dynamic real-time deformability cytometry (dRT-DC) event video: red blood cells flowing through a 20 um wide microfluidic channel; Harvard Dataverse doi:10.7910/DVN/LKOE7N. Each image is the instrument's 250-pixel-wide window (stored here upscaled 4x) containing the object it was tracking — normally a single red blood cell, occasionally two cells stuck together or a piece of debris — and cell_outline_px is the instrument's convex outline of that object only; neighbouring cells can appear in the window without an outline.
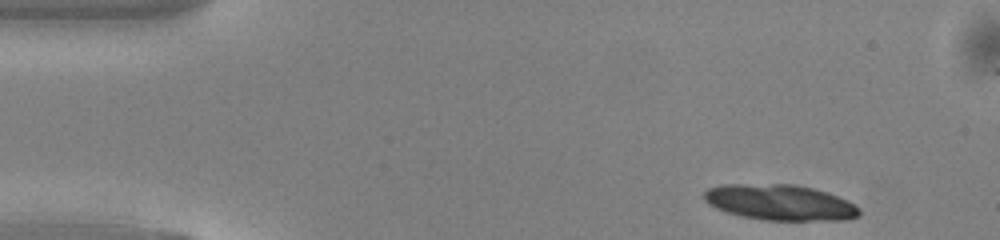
{"species": "common noctule bat (a hibernating species)", "species_latin": "Nyctalus noctula", "temperature_condition": "warm", "stored_images_in_passage": 46, "segment_of_instrument_passage": [1, 2], "camera_frame_rate_fps": 3000, "um_per_image_px": 0.085, "animal": {"sex": "male", "body_mass_g": 13.0, "forearm_length_mm": 53.1}, "frame": {"image": 1, "passage_image": 1, "time_ms": 0.0, "image_size_px": [1000, 240], "cell_outline_px": [[856, 212], [852, 216], [800, 220], [788, 220], [756, 216], [724, 208], [716, 204], [708, 196], [708, 192], [720, 188], [800, 188], [816, 192], [840, 200], [856, 208]], "centroid_in_image_um": [66.42, 17.28], "position_along_channel_um": 18.6, "area_um2": 25.37}}